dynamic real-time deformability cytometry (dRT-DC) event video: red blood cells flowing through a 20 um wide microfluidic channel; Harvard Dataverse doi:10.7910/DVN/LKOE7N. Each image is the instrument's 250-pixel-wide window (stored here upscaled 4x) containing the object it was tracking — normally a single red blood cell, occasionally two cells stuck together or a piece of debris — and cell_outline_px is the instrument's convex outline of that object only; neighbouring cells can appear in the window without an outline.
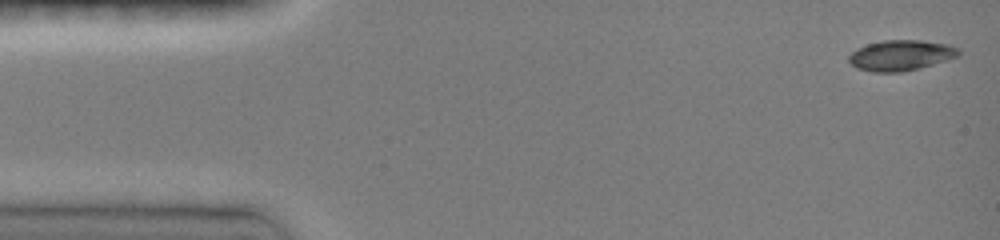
{"species": "common noctule bat (a hibernating species)", "species_latin": "Nyctalus noctula", "temperature_condition": "room temperature", "stored_images_in_passage": 9, "camera_frame_rate_fps": 3000, "um_per_image_px": 0.085, "animal": {"sex": "female", "body_mass_g": 19.0, "forearm_length_mm": 51.5}, "frame": {"image": 1, "passage_image": 1, "time_ms": 0.0, "image_size_px": [1000, 240], "cell_outline_px": [[960, 56], [920, 68], [900, 72], [872, 72], [856, 68], [848, 60], [848, 56], [856, 48], [868, 44], [884, 40], [920, 40], [948, 44], [960, 48]], "centroid_in_image_um": [76.59, 4.7], "position_along_channel_um": 8.4, "area_um2": 19.65}}
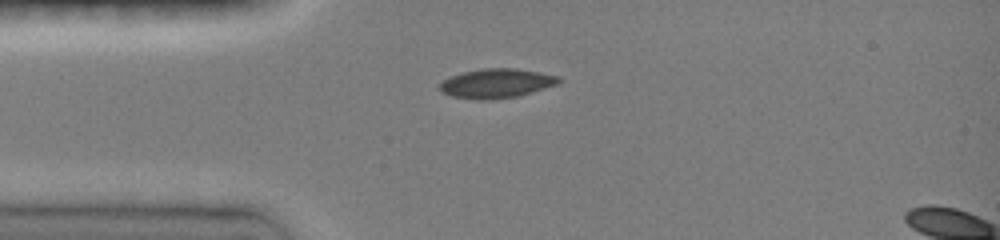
{"frame": {"image": 2, "passage_image": 7, "time_ms": 3.333, "image_size_px": [1000, 240], "cell_outline_px": [[564, 80], [556, 84], [544, 88], [516, 96], [488, 100], [476, 100], [452, 96], [440, 92], [436, 88], [444, 80], [452, 76], [464, 72], [480, 68], [516, 68], [540, 72], [560, 76]], "centroid_in_image_um": [42.18, 7.08], "position_along_channel_um": 42.8, "area_um2": 20.4}}